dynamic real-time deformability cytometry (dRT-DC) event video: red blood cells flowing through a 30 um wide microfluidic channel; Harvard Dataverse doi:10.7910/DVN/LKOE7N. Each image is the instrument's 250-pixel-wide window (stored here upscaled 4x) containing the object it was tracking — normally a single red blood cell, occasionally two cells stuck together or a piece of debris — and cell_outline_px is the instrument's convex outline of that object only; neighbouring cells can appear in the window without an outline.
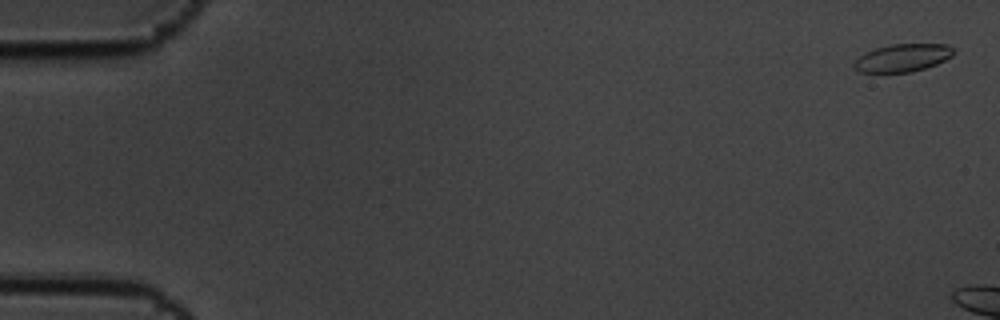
{"species": "common noctule bat (a hibernating species)", "species_latin": "Nyctalus noctula", "temperature_condition": "cold", "stored_images_in_passage": 3, "camera_frame_rate_fps": 3000, "um_per_image_px": 0.085, "animal": {"sex": "male", "body_mass_g": 19.5, "forearm_length_mm": 54.6}, "frame": {"image": 1, "passage_image": 1, "time_ms": 0.0, "image_size_px": [1000, 320], "cell_outline_px": [[952, 56], [936, 64], [912, 72], [860, 72], [852, 68], [852, 64], [864, 52], [876, 48], [892, 44], [948, 44], [952, 48]], "centroid_in_image_um": [76.68, 4.92], "position_along_channel_um": 8.3, "area_um2": 16.01}}